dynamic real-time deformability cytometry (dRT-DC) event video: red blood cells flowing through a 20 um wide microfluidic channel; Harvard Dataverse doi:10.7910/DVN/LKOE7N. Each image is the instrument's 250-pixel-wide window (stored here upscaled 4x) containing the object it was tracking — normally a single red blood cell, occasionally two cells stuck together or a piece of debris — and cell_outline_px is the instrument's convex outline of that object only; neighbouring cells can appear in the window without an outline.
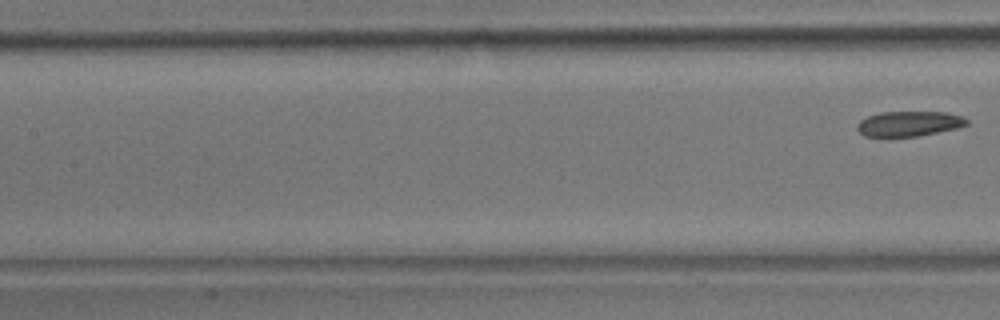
{"species": "common noctule bat (a hibernating species)", "species_latin": "Nyctalus noctula", "temperature_condition": "room temperature", "stored_images_in_passage": 8, "segment_of_instrument_passage": [2, 2], "camera_frame_rate_fps": 3000, "um_per_image_px": 0.085, "animal": {"sex": "male", "body_mass_g": 17.9}, "frame": {"image": 1, "passage_image": 8, "time_ms": 2.333, "image_size_px": [1000, 320], "cell_outline_px": [[968, 124], [956, 128], [916, 136], [864, 136], [856, 128], [856, 124], [860, 120], [868, 116], [880, 112], [944, 112], [964, 116], [968, 120]], "centroid_in_image_um": [77.25, 10.5], "position_along_channel_um": 130.1, "area_um2": 15.9}}